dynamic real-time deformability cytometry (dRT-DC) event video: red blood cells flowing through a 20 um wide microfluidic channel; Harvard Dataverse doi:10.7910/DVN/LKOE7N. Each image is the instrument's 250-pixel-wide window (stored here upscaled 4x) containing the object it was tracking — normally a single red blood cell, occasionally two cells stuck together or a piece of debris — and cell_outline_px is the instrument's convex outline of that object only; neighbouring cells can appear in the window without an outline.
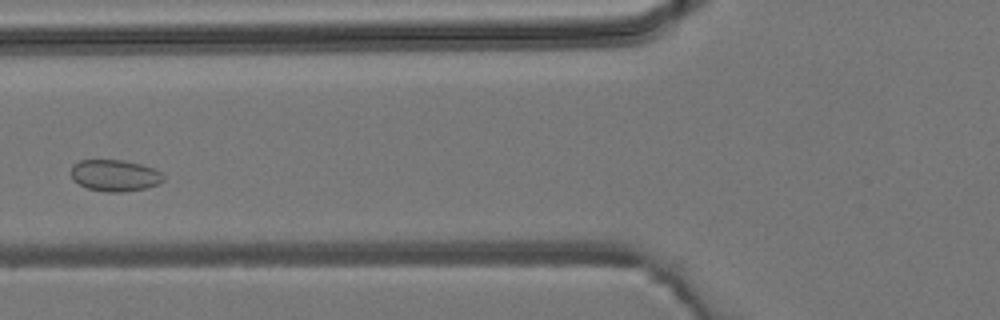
{"species": "common noctule bat (a hibernating species)", "species_latin": "Nyctalus noctula", "temperature_condition": "room temperature", "stored_images_in_passage": 3, "camera_frame_rate_fps": 3000, "um_per_image_px": 0.085, "animal": {"sex": "male", "body_mass_g": 19.2, "forearm_length_mm": 51.8}, "frame": {"image": 1, "passage_image": 3, "time_ms": 2.333, "image_size_px": [1000, 320], "cell_outline_px": [[164, 180], [156, 184], [144, 188], [124, 192], [104, 192], [88, 188], [72, 180], [72, 164], [80, 160], [124, 160], [156, 168], [164, 176]], "centroid_in_image_um": [9.76, 14.91], "position_along_channel_um": 116.0, "area_um2": 16.99}}